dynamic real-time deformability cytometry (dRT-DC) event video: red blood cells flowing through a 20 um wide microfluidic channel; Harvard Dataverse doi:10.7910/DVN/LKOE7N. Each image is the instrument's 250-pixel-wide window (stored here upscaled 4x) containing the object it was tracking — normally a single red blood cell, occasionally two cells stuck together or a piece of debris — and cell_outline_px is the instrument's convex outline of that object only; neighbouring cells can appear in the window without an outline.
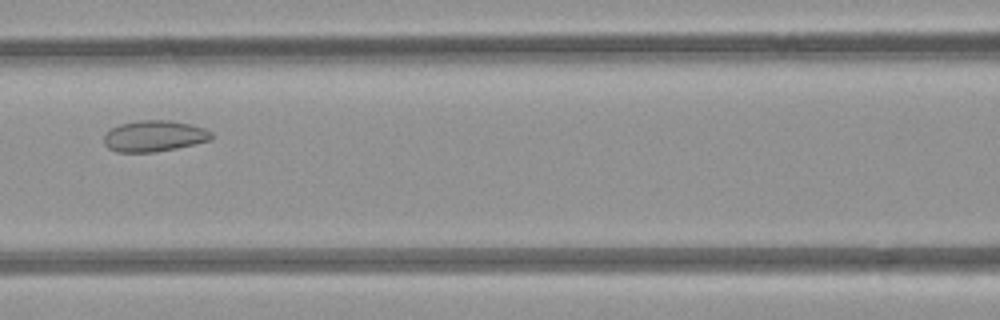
{"species": "common noctule bat (a hibernating species)", "species_latin": "Nyctalus noctula", "temperature_condition": "room temperature", "stored_images_in_passage": 6, "camera_frame_rate_fps": 3000, "um_per_image_px": 0.085, "animal": {"sex": "female", "body_mass_g": 21.9}, "frame": {"image": 1, "passage_image": 6, "time_ms": 6.667, "image_size_px": [1000, 320], "cell_outline_px": [[212, 140], [176, 148], [156, 152], [116, 152], [108, 148], [104, 144], [104, 136], [112, 128], [120, 124], [140, 120], [168, 120], [192, 124], [204, 128], [212, 132]], "centroid_in_image_um": [13.12, 11.57], "position_along_channel_um": 153.5, "area_um2": 19.54}}